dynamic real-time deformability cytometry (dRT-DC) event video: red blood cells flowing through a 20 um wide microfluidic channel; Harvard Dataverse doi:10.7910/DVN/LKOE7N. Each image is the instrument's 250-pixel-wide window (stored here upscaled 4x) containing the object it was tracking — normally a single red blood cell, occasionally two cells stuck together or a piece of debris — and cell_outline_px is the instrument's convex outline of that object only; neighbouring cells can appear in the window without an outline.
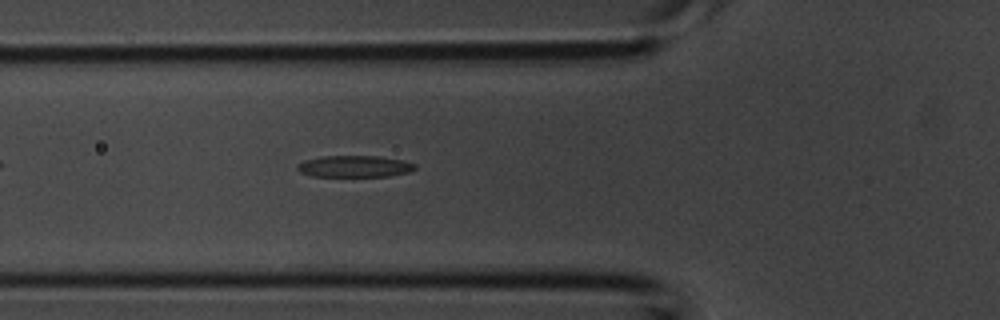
{"species": "common noctule bat (a hibernating species)", "species_latin": "Nyctalus noctula", "temperature_condition": "room temperature", "stored_images_in_passage": 31, "camera_frame_rate_fps": 3000, "um_per_image_px": 0.085, "animal": {"sex": "male", "body_mass_g": 20.1, "forearm_length_mm": 53.5}, "frame": {"image": 1, "passage_image": 6, "time_ms": 1.667, "image_size_px": [1000, 320], "cell_outline_px": [[416, 168], [412, 172], [388, 176], [312, 176], [300, 172], [296, 168], [304, 160], [320, 156], [376, 156], [404, 160], [416, 164]], "centroid_in_image_um": [30.18, 14.14], "position_along_channel_um": 95.6, "area_um2": 14.85}}
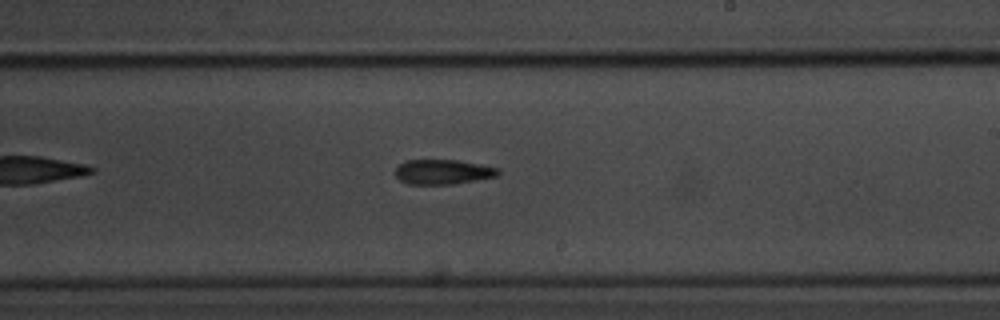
{"frame": {"image": 2, "passage_image": 15, "time_ms": 4.667, "image_size_px": [1000, 320], "cell_outline_px": [[500, 172], [496, 176], [476, 180], [452, 184], [408, 184], [400, 180], [396, 176], [396, 168], [404, 160], [456, 160], [500, 168]], "centroid_in_image_um": [37.63, 14.61], "position_along_channel_um": 251.4, "area_um2": 14.74}}
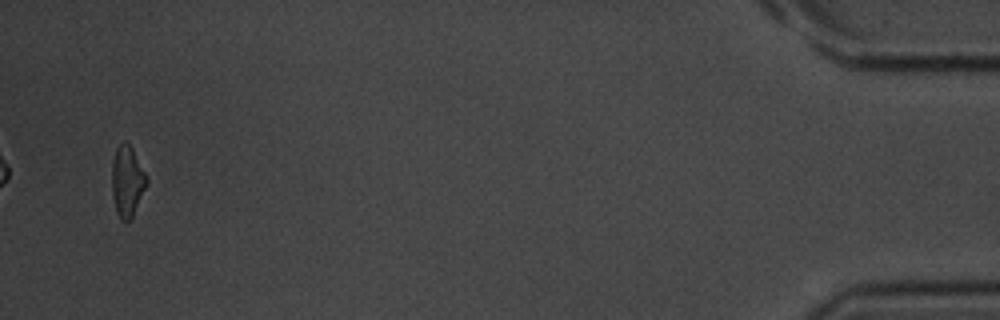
{"frame": {"image": 3, "passage_image": 30, "time_ms": 9.667, "image_size_px": [1000, 320], "cell_outline_px": [[148, 180], [132, 216], [128, 220], [120, 220], [116, 212], [112, 196], [112, 160], [116, 148], [124, 140], [132, 148]], "centroid_in_image_um": [10.77, 15.39], "position_along_channel_um": 424.4, "area_um2": 13.99}}